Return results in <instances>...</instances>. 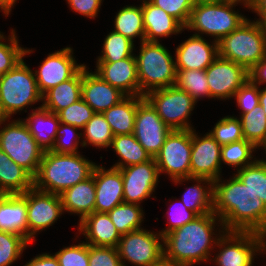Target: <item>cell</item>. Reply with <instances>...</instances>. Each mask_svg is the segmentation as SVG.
Returning a JSON list of instances; mask_svg holds the SVG:
<instances>
[{
	"label": "cell",
	"instance_id": "obj_1",
	"mask_svg": "<svg viewBox=\"0 0 266 266\" xmlns=\"http://www.w3.org/2000/svg\"><path fill=\"white\" fill-rule=\"evenodd\" d=\"M213 182V213L226 231L266 235V205L234 174ZM223 182V183H222Z\"/></svg>",
	"mask_w": 266,
	"mask_h": 266
},
{
	"label": "cell",
	"instance_id": "obj_2",
	"mask_svg": "<svg viewBox=\"0 0 266 266\" xmlns=\"http://www.w3.org/2000/svg\"><path fill=\"white\" fill-rule=\"evenodd\" d=\"M215 226L224 229L222 220L214 213H208L166 234L163 236L164 258L183 266L210 260V251L214 250L220 237L213 232Z\"/></svg>",
	"mask_w": 266,
	"mask_h": 266
},
{
	"label": "cell",
	"instance_id": "obj_3",
	"mask_svg": "<svg viewBox=\"0 0 266 266\" xmlns=\"http://www.w3.org/2000/svg\"><path fill=\"white\" fill-rule=\"evenodd\" d=\"M96 163L79 153L44 151L33 186L41 191L60 195L66 189L92 175Z\"/></svg>",
	"mask_w": 266,
	"mask_h": 266
},
{
	"label": "cell",
	"instance_id": "obj_4",
	"mask_svg": "<svg viewBox=\"0 0 266 266\" xmlns=\"http://www.w3.org/2000/svg\"><path fill=\"white\" fill-rule=\"evenodd\" d=\"M237 4H243L250 10V3L243 0L197 2L191 10L185 29L195 30L194 35L198 36L208 34L214 37V41L219 42L248 19L233 9Z\"/></svg>",
	"mask_w": 266,
	"mask_h": 266
},
{
	"label": "cell",
	"instance_id": "obj_5",
	"mask_svg": "<svg viewBox=\"0 0 266 266\" xmlns=\"http://www.w3.org/2000/svg\"><path fill=\"white\" fill-rule=\"evenodd\" d=\"M139 55L136 56L140 96L148 92L175 86L176 63L174 56L159 42H140Z\"/></svg>",
	"mask_w": 266,
	"mask_h": 266
},
{
	"label": "cell",
	"instance_id": "obj_6",
	"mask_svg": "<svg viewBox=\"0 0 266 266\" xmlns=\"http://www.w3.org/2000/svg\"><path fill=\"white\" fill-rule=\"evenodd\" d=\"M218 56L250 71L266 56V32L259 21L247 19L218 42Z\"/></svg>",
	"mask_w": 266,
	"mask_h": 266
},
{
	"label": "cell",
	"instance_id": "obj_7",
	"mask_svg": "<svg viewBox=\"0 0 266 266\" xmlns=\"http://www.w3.org/2000/svg\"><path fill=\"white\" fill-rule=\"evenodd\" d=\"M39 101L42 94L35 74L24 60L0 78V104L10 117Z\"/></svg>",
	"mask_w": 266,
	"mask_h": 266
},
{
	"label": "cell",
	"instance_id": "obj_8",
	"mask_svg": "<svg viewBox=\"0 0 266 266\" xmlns=\"http://www.w3.org/2000/svg\"><path fill=\"white\" fill-rule=\"evenodd\" d=\"M0 149L33 178L36 176L44 150L38 145L24 120H13L1 127Z\"/></svg>",
	"mask_w": 266,
	"mask_h": 266
},
{
	"label": "cell",
	"instance_id": "obj_9",
	"mask_svg": "<svg viewBox=\"0 0 266 266\" xmlns=\"http://www.w3.org/2000/svg\"><path fill=\"white\" fill-rule=\"evenodd\" d=\"M215 246L220 250L213 258L219 266H253L254 256L265 253L266 237L255 232L221 229Z\"/></svg>",
	"mask_w": 266,
	"mask_h": 266
},
{
	"label": "cell",
	"instance_id": "obj_10",
	"mask_svg": "<svg viewBox=\"0 0 266 266\" xmlns=\"http://www.w3.org/2000/svg\"><path fill=\"white\" fill-rule=\"evenodd\" d=\"M144 98L172 130L194 129L188 119L196 102L187 92L171 86L150 91Z\"/></svg>",
	"mask_w": 266,
	"mask_h": 266
},
{
	"label": "cell",
	"instance_id": "obj_11",
	"mask_svg": "<svg viewBox=\"0 0 266 266\" xmlns=\"http://www.w3.org/2000/svg\"><path fill=\"white\" fill-rule=\"evenodd\" d=\"M117 250L121 263L135 266H153L164 257L161 233L140 229L121 235Z\"/></svg>",
	"mask_w": 266,
	"mask_h": 266
},
{
	"label": "cell",
	"instance_id": "obj_12",
	"mask_svg": "<svg viewBox=\"0 0 266 266\" xmlns=\"http://www.w3.org/2000/svg\"><path fill=\"white\" fill-rule=\"evenodd\" d=\"M192 130H172L155 160L160 174H168L174 181L190 178Z\"/></svg>",
	"mask_w": 266,
	"mask_h": 266
},
{
	"label": "cell",
	"instance_id": "obj_13",
	"mask_svg": "<svg viewBox=\"0 0 266 266\" xmlns=\"http://www.w3.org/2000/svg\"><path fill=\"white\" fill-rule=\"evenodd\" d=\"M172 129L167 126L151 104L138 96L133 135L151 157H156Z\"/></svg>",
	"mask_w": 266,
	"mask_h": 266
},
{
	"label": "cell",
	"instance_id": "obj_14",
	"mask_svg": "<svg viewBox=\"0 0 266 266\" xmlns=\"http://www.w3.org/2000/svg\"><path fill=\"white\" fill-rule=\"evenodd\" d=\"M64 213L60 195L36 189L27 190L28 242L37 232L52 226Z\"/></svg>",
	"mask_w": 266,
	"mask_h": 266
},
{
	"label": "cell",
	"instance_id": "obj_15",
	"mask_svg": "<svg viewBox=\"0 0 266 266\" xmlns=\"http://www.w3.org/2000/svg\"><path fill=\"white\" fill-rule=\"evenodd\" d=\"M210 98L227 100L249 79V71L242 65L218 56L206 69Z\"/></svg>",
	"mask_w": 266,
	"mask_h": 266
},
{
	"label": "cell",
	"instance_id": "obj_16",
	"mask_svg": "<svg viewBox=\"0 0 266 266\" xmlns=\"http://www.w3.org/2000/svg\"><path fill=\"white\" fill-rule=\"evenodd\" d=\"M120 171L124 186V203L140 205L155 192L160 175L154 157L143 163L120 168Z\"/></svg>",
	"mask_w": 266,
	"mask_h": 266
},
{
	"label": "cell",
	"instance_id": "obj_17",
	"mask_svg": "<svg viewBox=\"0 0 266 266\" xmlns=\"http://www.w3.org/2000/svg\"><path fill=\"white\" fill-rule=\"evenodd\" d=\"M221 145L208 132L202 137L192 129L190 177L216 181L221 177Z\"/></svg>",
	"mask_w": 266,
	"mask_h": 266
},
{
	"label": "cell",
	"instance_id": "obj_18",
	"mask_svg": "<svg viewBox=\"0 0 266 266\" xmlns=\"http://www.w3.org/2000/svg\"><path fill=\"white\" fill-rule=\"evenodd\" d=\"M76 62L71 47L50 53L42 61L39 70L33 71L40 93L43 95L52 87L71 79L84 66Z\"/></svg>",
	"mask_w": 266,
	"mask_h": 266
},
{
	"label": "cell",
	"instance_id": "obj_19",
	"mask_svg": "<svg viewBox=\"0 0 266 266\" xmlns=\"http://www.w3.org/2000/svg\"><path fill=\"white\" fill-rule=\"evenodd\" d=\"M86 65L82 67L81 98L94 110L103 113L118 104L126 95L104 81L97 73L90 72Z\"/></svg>",
	"mask_w": 266,
	"mask_h": 266
},
{
	"label": "cell",
	"instance_id": "obj_20",
	"mask_svg": "<svg viewBox=\"0 0 266 266\" xmlns=\"http://www.w3.org/2000/svg\"><path fill=\"white\" fill-rule=\"evenodd\" d=\"M218 57V42L192 35L175 49L176 69L205 70Z\"/></svg>",
	"mask_w": 266,
	"mask_h": 266
},
{
	"label": "cell",
	"instance_id": "obj_21",
	"mask_svg": "<svg viewBox=\"0 0 266 266\" xmlns=\"http://www.w3.org/2000/svg\"><path fill=\"white\" fill-rule=\"evenodd\" d=\"M92 175L96 189L95 212L108 213L124 202V186L120 169L111 167L106 170L96 164Z\"/></svg>",
	"mask_w": 266,
	"mask_h": 266
},
{
	"label": "cell",
	"instance_id": "obj_22",
	"mask_svg": "<svg viewBox=\"0 0 266 266\" xmlns=\"http://www.w3.org/2000/svg\"><path fill=\"white\" fill-rule=\"evenodd\" d=\"M94 70L104 81L119 89L126 96H140L135 56L116 62H97Z\"/></svg>",
	"mask_w": 266,
	"mask_h": 266
},
{
	"label": "cell",
	"instance_id": "obj_23",
	"mask_svg": "<svg viewBox=\"0 0 266 266\" xmlns=\"http://www.w3.org/2000/svg\"><path fill=\"white\" fill-rule=\"evenodd\" d=\"M78 227L88 245L117 248L121 238L108 213L93 212L79 221Z\"/></svg>",
	"mask_w": 266,
	"mask_h": 266
},
{
	"label": "cell",
	"instance_id": "obj_24",
	"mask_svg": "<svg viewBox=\"0 0 266 266\" xmlns=\"http://www.w3.org/2000/svg\"><path fill=\"white\" fill-rule=\"evenodd\" d=\"M0 231L21 235L28 241L27 191L0 194Z\"/></svg>",
	"mask_w": 266,
	"mask_h": 266
},
{
	"label": "cell",
	"instance_id": "obj_25",
	"mask_svg": "<svg viewBox=\"0 0 266 266\" xmlns=\"http://www.w3.org/2000/svg\"><path fill=\"white\" fill-rule=\"evenodd\" d=\"M141 5L145 41L159 42L158 38L169 37L172 34L177 35L185 30V27L176 18L167 14L160 7L155 6L149 0H145Z\"/></svg>",
	"mask_w": 266,
	"mask_h": 266
},
{
	"label": "cell",
	"instance_id": "obj_26",
	"mask_svg": "<svg viewBox=\"0 0 266 266\" xmlns=\"http://www.w3.org/2000/svg\"><path fill=\"white\" fill-rule=\"evenodd\" d=\"M63 211L79 215L81 221L85 216L95 212L96 189L94 176L66 189L60 194Z\"/></svg>",
	"mask_w": 266,
	"mask_h": 266
},
{
	"label": "cell",
	"instance_id": "obj_27",
	"mask_svg": "<svg viewBox=\"0 0 266 266\" xmlns=\"http://www.w3.org/2000/svg\"><path fill=\"white\" fill-rule=\"evenodd\" d=\"M82 92V68L71 78L55 87H52L42 95V108L51 113L60 110L81 99Z\"/></svg>",
	"mask_w": 266,
	"mask_h": 266
},
{
	"label": "cell",
	"instance_id": "obj_28",
	"mask_svg": "<svg viewBox=\"0 0 266 266\" xmlns=\"http://www.w3.org/2000/svg\"><path fill=\"white\" fill-rule=\"evenodd\" d=\"M24 122L27 124L30 133L33 135L38 145L44 151L51 150L60 124L58 115L39 106L32 110L31 114H29L28 118L26 117Z\"/></svg>",
	"mask_w": 266,
	"mask_h": 266
},
{
	"label": "cell",
	"instance_id": "obj_29",
	"mask_svg": "<svg viewBox=\"0 0 266 266\" xmlns=\"http://www.w3.org/2000/svg\"><path fill=\"white\" fill-rule=\"evenodd\" d=\"M33 187V177L0 149V194H23Z\"/></svg>",
	"mask_w": 266,
	"mask_h": 266
},
{
	"label": "cell",
	"instance_id": "obj_30",
	"mask_svg": "<svg viewBox=\"0 0 266 266\" xmlns=\"http://www.w3.org/2000/svg\"><path fill=\"white\" fill-rule=\"evenodd\" d=\"M188 180H194L197 183L188 187L183 193L181 201L184 206L198 216L213 213V181L206 178L190 177L177 179L173 182L174 184H182L181 182Z\"/></svg>",
	"mask_w": 266,
	"mask_h": 266
},
{
	"label": "cell",
	"instance_id": "obj_31",
	"mask_svg": "<svg viewBox=\"0 0 266 266\" xmlns=\"http://www.w3.org/2000/svg\"><path fill=\"white\" fill-rule=\"evenodd\" d=\"M137 107L138 96H126L118 104L102 113L109 123L114 136L132 134L134 132Z\"/></svg>",
	"mask_w": 266,
	"mask_h": 266
},
{
	"label": "cell",
	"instance_id": "obj_32",
	"mask_svg": "<svg viewBox=\"0 0 266 266\" xmlns=\"http://www.w3.org/2000/svg\"><path fill=\"white\" fill-rule=\"evenodd\" d=\"M111 147L120 157V161L112 165L114 168L120 169L143 163L152 158L140 145L133 133L114 136Z\"/></svg>",
	"mask_w": 266,
	"mask_h": 266
},
{
	"label": "cell",
	"instance_id": "obj_33",
	"mask_svg": "<svg viewBox=\"0 0 266 266\" xmlns=\"http://www.w3.org/2000/svg\"><path fill=\"white\" fill-rule=\"evenodd\" d=\"M115 32L123 35L134 42V38H140V42L145 41V30L142 13V5H126L119 10L114 19Z\"/></svg>",
	"mask_w": 266,
	"mask_h": 266
},
{
	"label": "cell",
	"instance_id": "obj_34",
	"mask_svg": "<svg viewBox=\"0 0 266 266\" xmlns=\"http://www.w3.org/2000/svg\"><path fill=\"white\" fill-rule=\"evenodd\" d=\"M239 120L244 139L259 150L266 142V115L262 106L257 105L251 111L243 113Z\"/></svg>",
	"mask_w": 266,
	"mask_h": 266
},
{
	"label": "cell",
	"instance_id": "obj_35",
	"mask_svg": "<svg viewBox=\"0 0 266 266\" xmlns=\"http://www.w3.org/2000/svg\"><path fill=\"white\" fill-rule=\"evenodd\" d=\"M140 205L131 203H121L115 206L108 215L116 227L120 235L127 234L132 231L143 229L141 223L143 221L144 212Z\"/></svg>",
	"mask_w": 266,
	"mask_h": 266
},
{
	"label": "cell",
	"instance_id": "obj_36",
	"mask_svg": "<svg viewBox=\"0 0 266 266\" xmlns=\"http://www.w3.org/2000/svg\"><path fill=\"white\" fill-rule=\"evenodd\" d=\"M175 86L187 92L197 103L199 98H210V89L205 70L176 69Z\"/></svg>",
	"mask_w": 266,
	"mask_h": 266
},
{
	"label": "cell",
	"instance_id": "obj_37",
	"mask_svg": "<svg viewBox=\"0 0 266 266\" xmlns=\"http://www.w3.org/2000/svg\"><path fill=\"white\" fill-rule=\"evenodd\" d=\"M83 147L93 145L99 148H110L114 134L102 113H95L82 129Z\"/></svg>",
	"mask_w": 266,
	"mask_h": 266
},
{
	"label": "cell",
	"instance_id": "obj_38",
	"mask_svg": "<svg viewBox=\"0 0 266 266\" xmlns=\"http://www.w3.org/2000/svg\"><path fill=\"white\" fill-rule=\"evenodd\" d=\"M266 205V161L256 159L235 174Z\"/></svg>",
	"mask_w": 266,
	"mask_h": 266
},
{
	"label": "cell",
	"instance_id": "obj_39",
	"mask_svg": "<svg viewBox=\"0 0 266 266\" xmlns=\"http://www.w3.org/2000/svg\"><path fill=\"white\" fill-rule=\"evenodd\" d=\"M134 46L133 41L112 31L104 39L102 54L98 56L97 62H116L135 56L133 53Z\"/></svg>",
	"mask_w": 266,
	"mask_h": 266
},
{
	"label": "cell",
	"instance_id": "obj_40",
	"mask_svg": "<svg viewBox=\"0 0 266 266\" xmlns=\"http://www.w3.org/2000/svg\"><path fill=\"white\" fill-rule=\"evenodd\" d=\"M257 148L245 139L238 142L222 145L221 147V164L233 166L237 170L242 169L246 165L252 164L256 158L253 159V152Z\"/></svg>",
	"mask_w": 266,
	"mask_h": 266
},
{
	"label": "cell",
	"instance_id": "obj_41",
	"mask_svg": "<svg viewBox=\"0 0 266 266\" xmlns=\"http://www.w3.org/2000/svg\"><path fill=\"white\" fill-rule=\"evenodd\" d=\"M8 37L7 42H9L6 43L4 33L0 35V78L22 61L23 57L33 52V50L19 46L14 29L11 30V34Z\"/></svg>",
	"mask_w": 266,
	"mask_h": 266
},
{
	"label": "cell",
	"instance_id": "obj_42",
	"mask_svg": "<svg viewBox=\"0 0 266 266\" xmlns=\"http://www.w3.org/2000/svg\"><path fill=\"white\" fill-rule=\"evenodd\" d=\"M29 244L21 235L0 231V266H10L16 262Z\"/></svg>",
	"mask_w": 266,
	"mask_h": 266
},
{
	"label": "cell",
	"instance_id": "obj_43",
	"mask_svg": "<svg viewBox=\"0 0 266 266\" xmlns=\"http://www.w3.org/2000/svg\"><path fill=\"white\" fill-rule=\"evenodd\" d=\"M209 133L221 146L244 139L240 120L234 116L221 118Z\"/></svg>",
	"mask_w": 266,
	"mask_h": 266
},
{
	"label": "cell",
	"instance_id": "obj_44",
	"mask_svg": "<svg viewBox=\"0 0 266 266\" xmlns=\"http://www.w3.org/2000/svg\"><path fill=\"white\" fill-rule=\"evenodd\" d=\"M94 114V110L82 98L57 113L60 123L73 125L81 130Z\"/></svg>",
	"mask_w": 266,
	"mask_h": 266
},
{
	"label": "cell",
	"instance_id": "obj_45",
	"mask_svg": "<svg viewBox=\"0 0 266 266\" xmlns=\"http://www.w3.org/2000/svg\"><path fill=\"white\" fill-rule=\"evenodd\" d=\"M78 129L79 128L74 127L73 125L60 123L57 129L56 139L53 147L51 148V151L55 153H64V154L78 153L79 143L83 147V142H80V138L83 137L82 133L80 134L76 133ZM66 136H69L68 139H71L70 140L71 142L65 140Z\"/></svg>",
	"mask_w": 266,
	"mask_h": 266
},
{
	"label": "cell",
	"instance_id": "obj_46",
	"mask_svg": "<svg viewBox=\"0 0 266 266\" xmlns=\"http://www.w3.org/2000/svg\"><path fill=\"white\" fill-rule=\"evenodd\" d=\"M54 255L60 266H89V245L84 241L64 247Z\"/></svg>",
	"mask_w": 266,
	"mask_h": 266
},
{
	"label": "cell",
	"instance_id": "obj_47",
	"mask_svg": "<svg viewBox=\"0 0 266 266\" xmlns=\"http://www.w3.org/2000/svg\"><path fill=\"white\" fill-rule=\"evenodd\" d=\"M152 4L163 9L167 14L176 18L184 27L187 25L191 10L194 7L193 0H149Z\"/></svg>",
	"mask_w": 266,
	"mask_h": 266
},
{
	"label": "cell",
	"instance_id": "obj_48",
	"mask_svg": "<svg viewBox=\"0 0 266 266\" xmlns=\"http://www.w3.org/2000/svg\"><path fill=\"white\" fill-rule=\"evenodd\" d=\"M89 266H123L117 248L89 245Z\"/></svg>",
	"mask_w": 266,
	"mask_h": 266
},
{
	"label": "cell",
	"instance_id": "obj_49",
	"mask_svg": "<svg viewBox=\"0 0 266 266\" xmlns=\"http://www.w3.org/2000/svg\"><path fill=\"white\" fill-rule=\"evenodd\" d=\"M236 102L242 113H246L259 105V86L248 79L234 94Z\"/></svg>",
	"mask_w": 266,
	"mask_h": 266
},
{
	"label": "cell",
	"instance_id": "obj_50",
	"mask_svg": "<svg viewBox=\"0 0 266 266\" xmlns=\"http://www.w3.org/2000/svg\"><path fill=\"white\" fill-rule=\"evenodd\" d=\"M172 206L171 213L168 218L169 225L167 228L162 229L159 231L162 236H165L166 234L170 233L171 231L182 227L184 224L193 221L198 215L193 212L192 210L187 209L184 204L179 202L178 204L174 205L171 204L170 207ZM175 206V207H174ZM171 216V217H170Z\"/></svg>",
	"mask_w": 266,
	"mask_h": 266
},
{
	"label": "cell",
	"instance_id": "obj_51",
	"mask_svg": "<svg viewBox=\"0 0 266 266\" xmlns=\"http://www.w3.org/2000/svg\"><path fill=\"white\" fill-rule=\"evenodd\" d=\"M71 10L90 19H94L99 14L103 0H66Z\"/></svg>",
	"mask_w": 266,
	"mask_h": 266
},
{
	"label": "cell",
	"instance_id": "obj_52",
	"mask_svg": "<svg viewBox=\"0 0 266 266\" xmlns=\"http://www.w3.org/2000/svg\"><path fill=\"white\" fill-rule=\"evenodd\" d=\"M249 79L258 86L266 84V56L249 71Z\"/></svg>",
	"mask_w": 266,
	"mask_h": 266
},
{
	"label": "cell",
	"instance_id": "obj_53",
	"mask_svg": "<svg viewBox=\"0 0 266 266\" xmlns=\"http://www.w3.org/2000/svg\"><path fill=\"white\" fill-rule=\"evenodd\" d=\"M23 266H60L55 255L49 253L39 254Z\"/></svg>",
	"mask_w": 266,
	"mask_h": 266
},
{
	"label": "cell",
	"instance_id": "obj_54",
	"mask_svg": "<svg viewBox=\"0 0 266 266\" xmlns=\"http://www.w3.org/2000/svg\"><path fill=\"white\" fill-rule=\"evenodd\" d=\"M255 12L259 19L256 21H261L266 16V0H252L250 2V10Z\"/></svg>",
	"mask_w": 266,
	"mask_h": 266
},
{
	"label": "cell",
	"instance_id": "obj_55",
	"mask_svg": "<svg viewBox=\"0 0 266 266\" xmlns=\"http://www.w3.org/2000/svg\"><path fill=\"white\" fill-rule=\"evenodd\" d=\"M259 105L262 106L266 115V87L263 89L259 87Z\"/></svg>",
	"mask_w": 266,
	"mask_h": 266
},
{
	"label": "cell",
	"instance_id": "obj_56",
	"mask_svg": "<svg viewBox=\"0 0 266 266\" xmlns=\"http://www.w3.org/2000/svg\"><path fill=\"white\" fill-rule=\"evenodd\" d=\"M17 0H0V5L3 9L10 14L12 7H14Z\"/></svg>",
	"mask_w": 266,
	"mask_h": 266
},
{
	"label": "cell",
	"instance_id": "obj_57",
	"mask_svg": "<svg viewBox=\"0 0 266 266\" xmlns=\"http://www.w3.org/2000/svg\"><path fill=\"white\" fill-rule=\"evenodd\" d=\"M153 266H183V265L175 263L163 257L160 261L156 262Z\"/></svg>",
	"mask_w": 266,
	"mask_h": 266
},
{
	"label": "cell",
	"instance_id": "obj_58",
	"mask_svg": "<svg viewBox=\"0 0 266 266\" xmlns=\"http://www.w3.org/2000/svg\"><path fill=\"white\" fill-rule=\"evenodd\" d=\"M10 118L11 117L6 113V111L4 110L3 106L0 104V127L2 126V124H4L7 121H9Z\"/></svg>",
	"mask_w": 266,
	"mask_h": 266
},
{
	"label": "cell",
	"instance_id": "obj_59",
	"mask_svg": "<svg viewBox=\"0 0 266 266\" xmlns=\"http://www.w3.org/2000/svg\"><path fill=\"white\" fill-rule=\"evenodd\" d=\"M260 24L264 31L266 32V16L260 21Z\"/></svg>",
	"mask_w": 266,
	"mask_h": 266
},
{
	"label": "cell",
	"instance_id": "obj_60",
	"mask_svg": "<svg viewBox=\"0 0 266 266\" xmlns=\"http://www.w3.org/2000/svg\"><path fill=\"white\" fill-rule=\"evenodd\" d=\"M0 10L4 13L5 16H8L9 14L3 9V7L0 5Z\"/></svg>",
	"mask_w": 266,
	"mask_h": 266
},
{
	"label": "cell",
	"instance_id": "obj_61",
	"mask_svg": "<svg viewBox=\"0 0 266 266\" xmlns=\"http://www.w3.org/2000/svg\"><path fill=\"white\" fill-rule=\"evenodd\" d=\"M204 1H212V0H193L194 3H197V2H204Z\"/></svg>",
	"mask_w": 266,
	"mask_h": 266
},
{
	"label": "cell",
	"instance_id": "obj_62",
	"mask_svg": "<svg viewBox=\"0 0 266 266\" xmlns=\"http://www.w3.org/2000/svg\"><path fill=\"white\" fill-rule=\"evenodd\" d=\"M262 148L265 149V153H266V142H265V144L262 146ZM264 161H266V160H264Z\"/></svg>",
	"mask_w": 266,
	"mask_h": 266
},
{
	"label": "cell",
	"instance_id": "obj_63",
	"mask_svg": "<svg viewBox=\"0 0 266 266\" xmlns=\"http://www.w3.org/2000/svg\"><path fill=\"white\" fill-rule=\"evenodd\" d=\"M243 1H246V2L250 3L252 0H243Z\"/></svg>",
	"mask_w": 266,
	"mask_h": 266
}]
</instances>
